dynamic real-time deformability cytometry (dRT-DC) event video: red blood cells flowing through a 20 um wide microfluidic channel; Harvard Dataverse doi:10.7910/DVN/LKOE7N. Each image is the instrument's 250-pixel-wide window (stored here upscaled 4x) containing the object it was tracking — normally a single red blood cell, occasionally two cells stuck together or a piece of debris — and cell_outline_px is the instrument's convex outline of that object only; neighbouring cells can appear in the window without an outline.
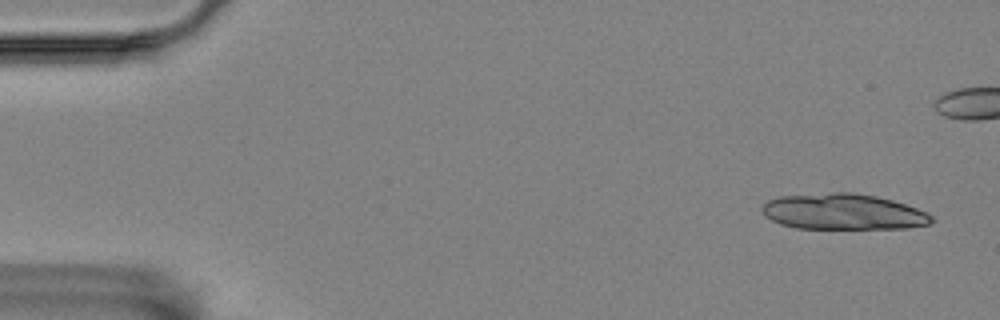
{"species": "Egyptian fruit bat (a non-hibernating species)", "species_latin": "Rousettus aegyptiacus", "temperature_condition": "room temperature", "stored_images_in_passage": 5, "camera_frame_rate_fps": 3000, "um_per_image_px": 0.085, "animal": {"sex": "female"}, "frame": {"image": 1, "passage_image": 1, "time_ms": 0.0, "image_size_px": [1000, 320], "cell_outline_px": [[936, 220], [932, 224], [908, 228], [796, 228], [780, 224], [772, 220], [764, 212], [764, 204], [768, 200], [780, 196], [836, 192], [852, 192], [876, 196], [892, 200], [928, 212]], "centroid_in_image_um": [71.75, 18.0], "position_along_channel_um": 13.3, "area_um2": 35.26}}
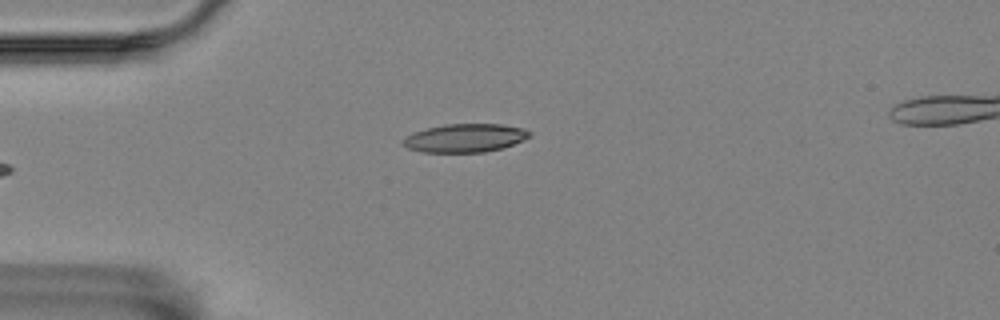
{"frame": {"image": 2, "passage_image": 5, "time_ms": 1.333, "image_size_px": [1000, 320], "cell_outline_px": [[532, 136], [524, 140], [500, 148], [484, 152], [420, 152], [408, 148], [400, 144], [400, 140], [412, 132], [444, 124], [500, 124], [524, 128], [532, 132]], "centroid_in_image_um": [39.5, 11.73], "position_along_channel_um": 45.5, "area_um2": 21.1}}